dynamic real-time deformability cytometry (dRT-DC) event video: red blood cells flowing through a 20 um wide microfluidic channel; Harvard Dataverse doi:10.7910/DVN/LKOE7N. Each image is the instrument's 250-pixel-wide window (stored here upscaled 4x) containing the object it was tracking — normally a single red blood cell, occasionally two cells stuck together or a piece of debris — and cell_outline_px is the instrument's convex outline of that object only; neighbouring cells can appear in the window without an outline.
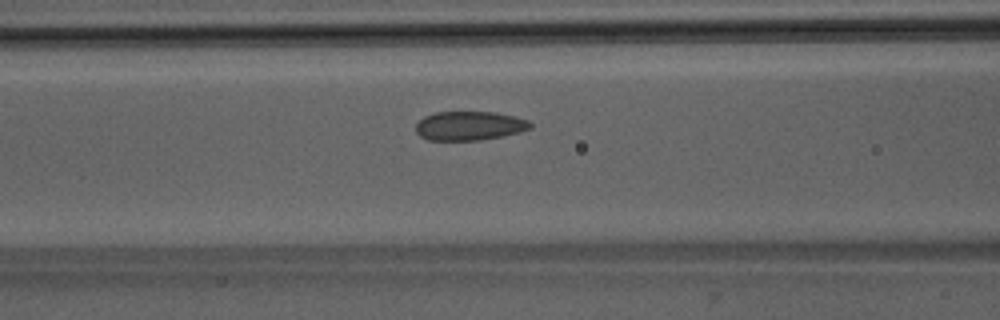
{"species": "Egyptian fruit bat (a non-hibernating species)", "species_latin": "Rousettus aegyptiacus", "temperature_condition": "room temperature", "stored_images_in_passage": 38, "camera_frame_rate_fps": 3000, "um_per_image_px": 0.085, "animal": {"sex": "male"}, "frame": {"image": 1, "passage_image": 9, "time_ms": 2.667, "image_size_px": [1000, 320], "cell_outline_px": [[532, 128], [520, 132], [504, 136], [480, 140], [428, 140], [420, 136], [416, 132], [416, 124], [424, 116], [436, 112], [496, 112], [528, 120], [532, 124]], "centroid_in_image_um": [39.91, 10.7], "position_along_channel_um": 126.7, "area_um2": 19.42}}
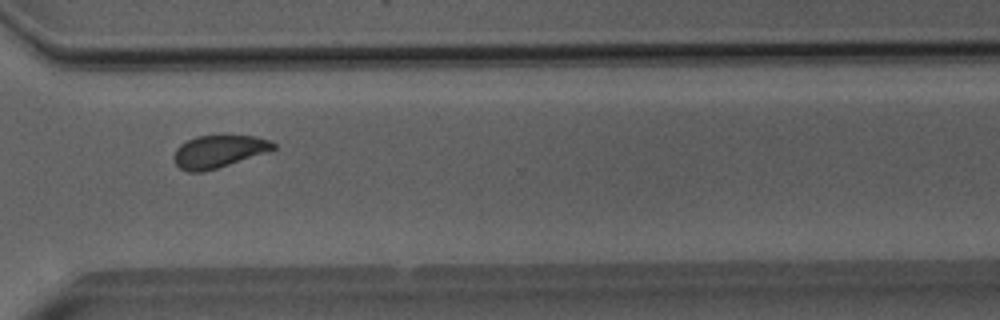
{"frame": {"image": 2, "passage_image": 26, "time_ms": 8.333, "image_size_px": [1000, 320], "cell_outline_px": [[276, 148], [268, 152], [204, 172], [188, 172], [180, 168], [176, 164], [172, 156], [176, 148], [180, 144], [196, 136], [220, 132], [256, 136], [272, 140], [276, 144]], "centroid_in_image_um": [18.61, 12.81], "position_along_channel_um": 352.0, "area_um2": 19.77}}
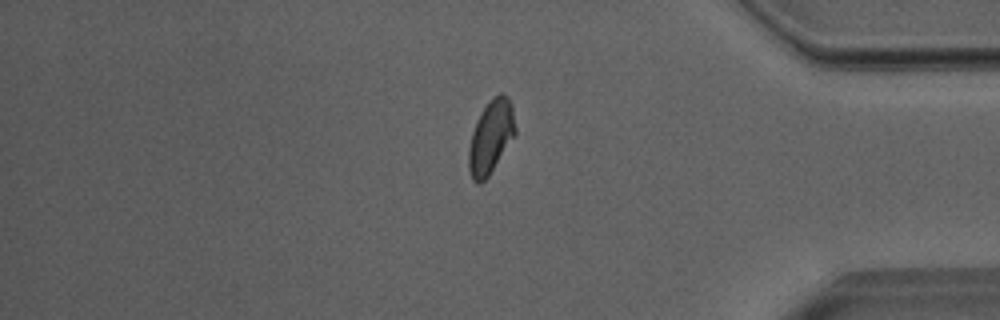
{"frame": {"image": 3, "passage_image": 31, "time_ms": 10.0, "image_size_px": [1000, 320], "cell_outline_px": [[516, 136], [488, 176], [480, 184], [476, 184], [472, 180], [468, 168], [468, 148], [472, 132], [476, 120], [480, 112], [500, 92], [504, 92], [508, 96], [512, 104], [516, 128]], "centroid_in_image_um": [41.73, 11.65], "position_along_channel_um": 393.5, "area_um2": 20.17}}